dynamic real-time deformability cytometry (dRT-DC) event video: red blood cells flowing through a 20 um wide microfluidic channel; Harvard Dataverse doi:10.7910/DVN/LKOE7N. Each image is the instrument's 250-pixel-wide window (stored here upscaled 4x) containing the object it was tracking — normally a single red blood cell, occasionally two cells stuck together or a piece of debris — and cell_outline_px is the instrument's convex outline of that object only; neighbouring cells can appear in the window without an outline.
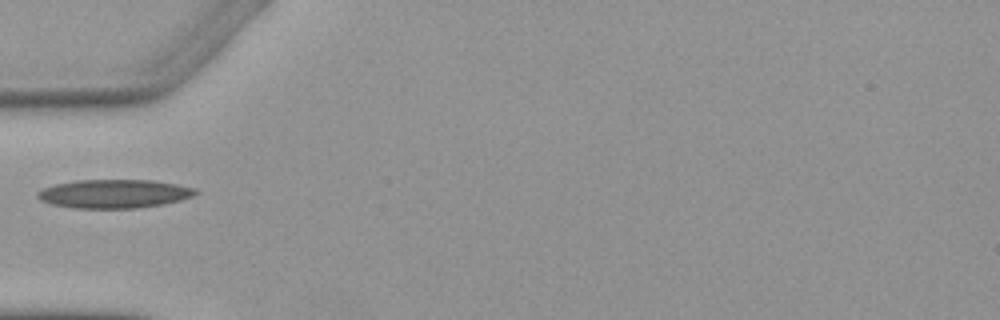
{"species": "Egyptian fruit bat (a non-hibernating species)", "species_latin": "Rousettus aegyptiacus", "temperature_condition": "warm", "stored_images_in_passage": 2, "camera_frame_rate_fps": 3000, "um_per_image_px": 0.085, "animal": {"sex": "female"}, "frame": {"image": 1, "passage_image": 1, "time_ms": 0.0, "image_size_px": [1000, 320], "cell_outline_px": [[200, 192], [192, 196], [180, 200], [164, 204], [136, 208], [72, 208], [52, 204], [40, 200], [36, 196], [36, 192], [44, 188], [56, 184], [76, 180], [152, 180], [176, 184], [196, 188]], "centroid_in_image_um": [9.71, 16.47], "position_along_channel_um": 75.3, "area_um2": 26.41}}